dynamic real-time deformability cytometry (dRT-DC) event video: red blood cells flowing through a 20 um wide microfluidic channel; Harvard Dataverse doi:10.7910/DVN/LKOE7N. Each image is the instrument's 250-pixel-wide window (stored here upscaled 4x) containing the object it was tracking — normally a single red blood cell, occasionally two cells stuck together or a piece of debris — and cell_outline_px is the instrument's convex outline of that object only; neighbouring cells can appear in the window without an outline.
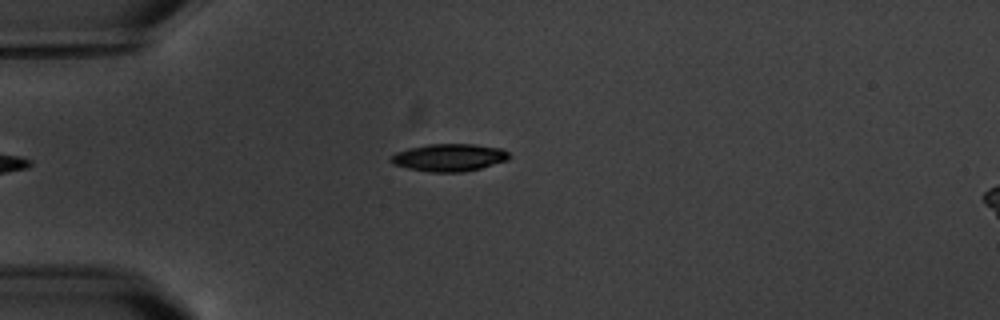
{"species": "common noctule bat (a hibernating species)", "species_latin": "Nyctalus noctula", "temperature_condition": "warm", "stored_images_in_passage": 4, "camera_frame_rate_fps": 3000, "um_per_image_px": 0.085, "animal": {"sex": "male", "body_mass_g": 20.1, "forearm_length_mm": 53.5}, "frame": {"image": 1, "passage_image": 4, "time_ms": 4.333, "image_size_px": [1000, 320], "cell_outline_px": [[512, 156], [508, 160], [480, 168], [460, 172], [432, 172], [408, 168], [392, 164], [388, 160], [396, 152], [408, 148], [428, 144], [472, 144], [504, 148]], "centroid_in_image_um": [38.19, 13.38], "position_along_channel_um": 46.8, "area_um2": 19.02}}